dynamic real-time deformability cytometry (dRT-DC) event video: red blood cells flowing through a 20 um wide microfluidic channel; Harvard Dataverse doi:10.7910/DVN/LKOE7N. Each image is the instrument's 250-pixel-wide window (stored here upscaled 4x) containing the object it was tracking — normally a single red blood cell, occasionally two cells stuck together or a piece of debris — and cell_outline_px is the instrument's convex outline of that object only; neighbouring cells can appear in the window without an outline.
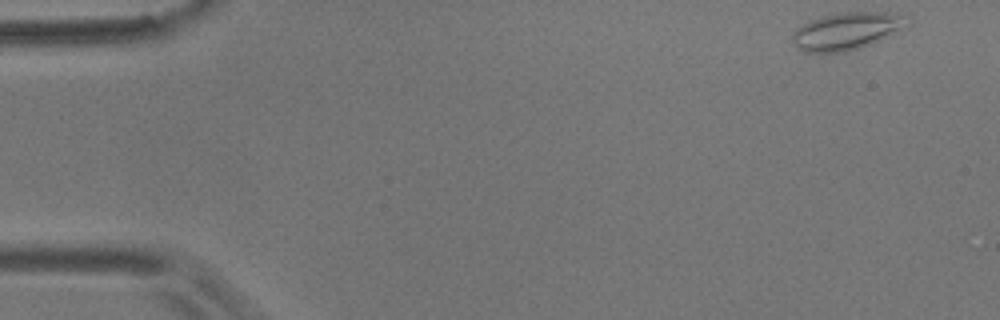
{"species": "common noctule bat (a hibernating species)", "species_latin": "Nyctalus noctula", "temperature_condition": "room temperature", "stored_images_in_passage": 21, "camera_frame_rate_fps": 3000, "um_per_image_px": 0.085, "animal": {"sex": "male", "body_mass_g": 17.9}, "frame": {"image": 1, "passage_image": 1, "time_ms": 0.0, "image_size_px": [1000, 320], "cell_outline_px": [[912, 24], [868, 44], [844, 52], [804, 52], [796, 48], [792, 40], [792, 32], [796, 28], [812, 20], [824, 16], [844, 12], [908, 12], [912, 16]], "centroid_in_image_um": [72.06, 2.6], "position_along_channel_um": 12.9, "area_um2": 25.14}}
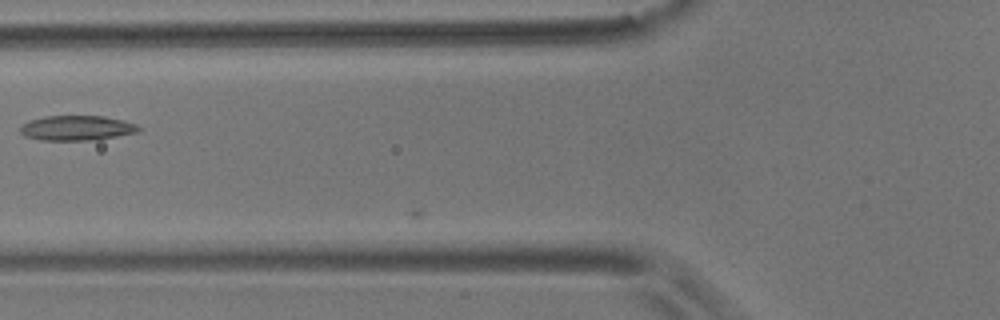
{"frame": {"image": 2, "passage_image": 20, "time_ms": 6.333, "image_size_px": [1000, 320], "cell_outline_px": [[140, 132], [96, 140], [40, 140], [24, 136], [20, 132], [20, 124], [28, 120], [44, 116], [104, 116], [124, 120], [136, 124], [140, 128]], "centroid_in_image_um": [6.51, 10.88], "position_along_channel_um": 119.3, "area_um2": 17.46}}